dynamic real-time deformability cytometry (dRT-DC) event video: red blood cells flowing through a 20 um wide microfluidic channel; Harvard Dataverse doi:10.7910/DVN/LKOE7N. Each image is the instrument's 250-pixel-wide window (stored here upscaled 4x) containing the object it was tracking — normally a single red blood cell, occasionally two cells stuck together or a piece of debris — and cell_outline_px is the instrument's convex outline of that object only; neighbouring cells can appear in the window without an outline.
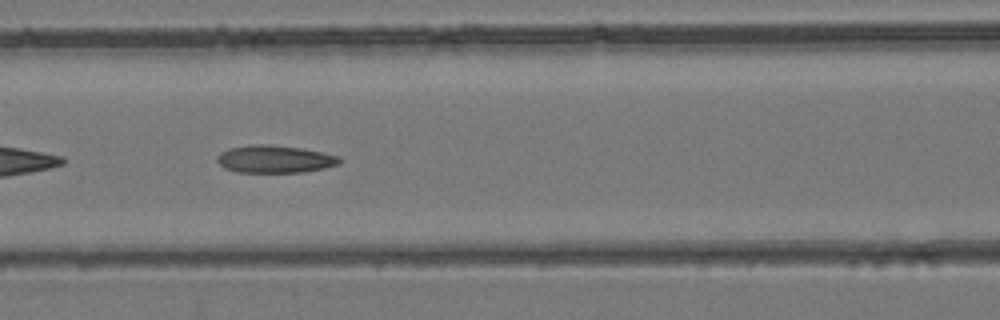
{"species": "common noctule bat (a hibernating species)", "species_latin": "Nyctalus noctula", "temperature_condition": "room temperature", "stored_images_in_passage": 43, "camera_frame_rate_fps": 3000, "um_per_image_px": 0.085, "animal": {"sex": "female", "body_mass_g": 24.6, "forearm_length_mm": 56.2}, "frame": {"image": 1, "passage_image": 19, "time_ms": 6.0, "image_size_px": [1000, 320], "cell_outline_px": [[340, 164], [324, 168], [304, 172], [236, 172], [224, 168], [216, 160], [216, 156], [220, 152], [228, 148], [252, 144], [268, 144], [300, 148], [340, 156]], "centroid_in_image_um": [23.32, 13.52], "position_along_channel_um": 143.3, "area_um2": 19.71}}
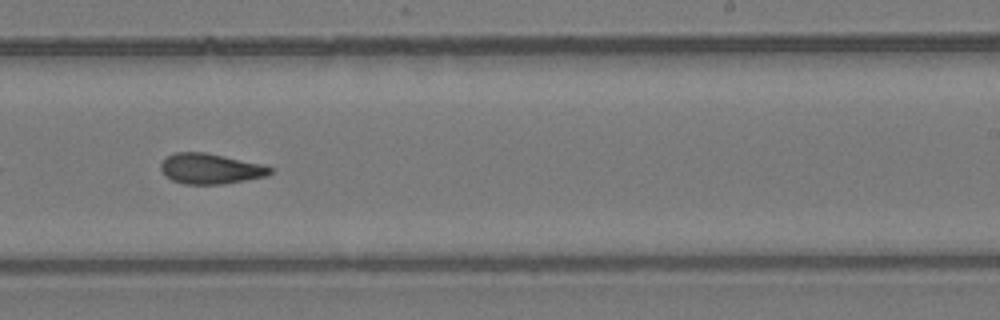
{"frame": {"image": 2, "passage_image": 27, "time_ms": 8.667, "image_size_px": [1000, 320], "cell_outline_px": [[272, 172], [264, 176], [224, 184], [184, 184], [172, 180], [160, 168], [160, 164], [168, 156], [176, 152], [204, 152], [260, 164], [272, 168]], "centroid_in_image_um": [17.86, 14.34], "position_along_channel_um": 271.1, "area_um2": 18.9}}
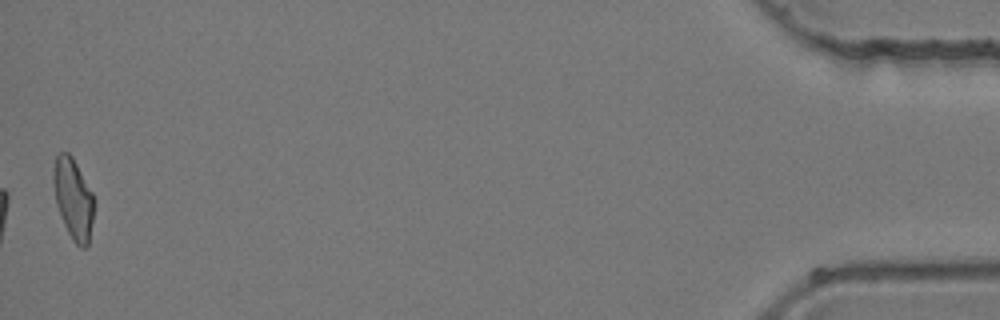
{"frame": {"image": 3, "passage_image": 43, "time_ms": 14.0, "image_size_px": [1000, 320], "cell_outline_px": [[96, 200], [88, 244], [84, 248], [80, 248], [72, 240], [64, 224], [56, 204], [52, 180], [52, 172], [56, 156], [60, 152], [68, 152], [72, 156], [92, 192]], "centroid_in_image_um": [6.23, 16.88], "position_along_channel_um": 429.0, "area_um2": 19.31}}